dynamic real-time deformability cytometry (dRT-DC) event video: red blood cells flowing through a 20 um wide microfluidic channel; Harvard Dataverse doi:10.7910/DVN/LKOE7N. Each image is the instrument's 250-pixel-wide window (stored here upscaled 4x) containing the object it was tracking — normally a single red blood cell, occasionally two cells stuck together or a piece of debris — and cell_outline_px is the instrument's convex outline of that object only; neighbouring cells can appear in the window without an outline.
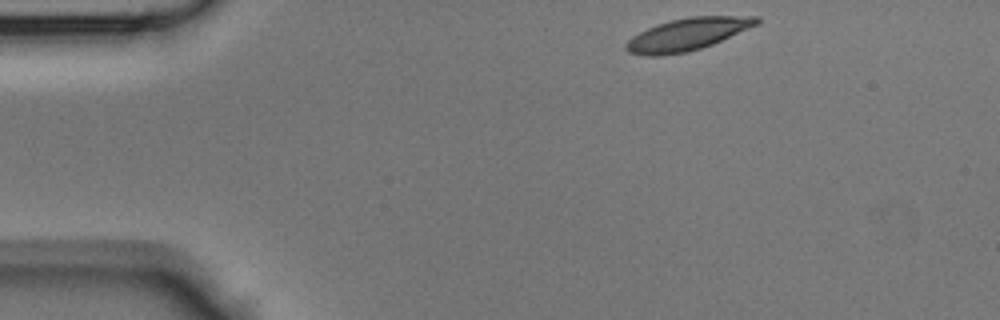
{"species": "Egyptian fruit bat (a non-hibernating species)", "species_latin": "Rousettus aegyptiacus", "temperature_condition": "room temperature", "stored_images_in_passage": 39, "camera_frame_rate_fps": 3000, "um_per_image_px": 0.085, "animal": {"sex": "male"}, "frame": {"image": 1, "passage_image": 1, "time_ms": 0.0, "image_size_px": [1000, 320], "cell_outline_px": [[760, 20], [756, 24], [712, 44], [688, 52], [660, 56], [644, 56], [628, 52], [624, 48], [624, 44], [632, 36], [656, 24], [688, 16], [760, 16]], "centroid_in_image_um": [58.36, 2.92], "position_along_channel_um": 26.6, "area_um2": 24.39}}
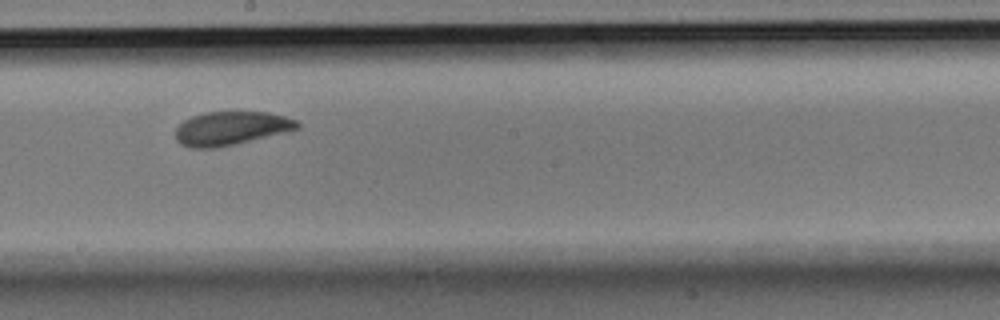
{"frame": {"image": 2, "passage_image": 19, "time_ms": 6.0, "image_size_px": [1000, 320], "cell_outline_px": [[300, 128], [288, 132], [216, 148], [188, 148], [180, 144], [176, 140], [176, 128], [184, 120], [192, 116], [204, 112], [268, 112], [284, 116], [296, 120], [300, 124]], "centroid_in_image_um": [19.63, 10.91], "position_along_channel_um": 228.6, "area_um2": 23.99}}
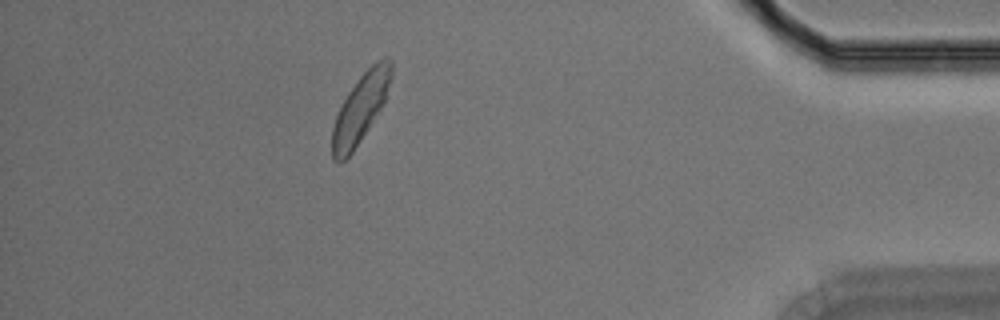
{"frame": {"image": 3, "passage_image": 34, "time_ms": 11.0, "image_size_px": [1000, 320], "cell_outline_px": [[392, 76], [384, 100], [380, 108], [352, 152], [340, 164], [336, 164], [332, 160], [332, 128], [336, 116], [348, 92], [360, 76], [376, 60], [384, 56], [388, 56], [392, 60]], "centroid_in_image_um": [30.63, 9.19], "position_along_channel_um": 404.6, "area_um2": 23.18}}